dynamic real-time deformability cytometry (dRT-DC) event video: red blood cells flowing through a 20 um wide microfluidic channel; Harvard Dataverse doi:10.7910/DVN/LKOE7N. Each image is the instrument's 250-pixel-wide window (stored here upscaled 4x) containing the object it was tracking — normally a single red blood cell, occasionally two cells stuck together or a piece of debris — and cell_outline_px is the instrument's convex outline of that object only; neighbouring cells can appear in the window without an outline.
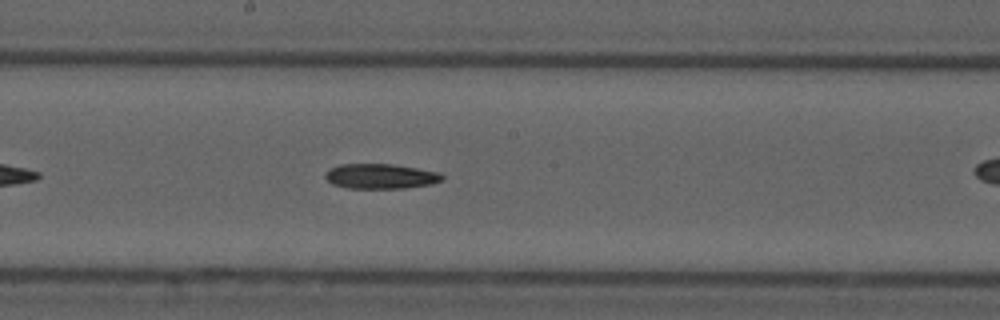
{"species": "common noctule bat (a hibernating species)", "species_latin": "Nyctalus noctula", "temperature_condition": "cold", "stored_images_in_passage": 21, "camera_frame_rate_fps": 3000, "um_per_image_px": 0.085, "animal": {"sex": "male", "forearm_length_mm": 52.5}, "frame": {"image": 1, "passage_image": 17, "time_ms": 5.333, "image_size_px": [1000, 320], "cell_outline_px": [[444, 180], [432, 184], [404, 188], [348, 188], [332, 184], [324, 176], [332, 168], [340, 164], [392, 164], [440, 172], [444, 176]], "centroid_in_image_um": [32.4, 14.98], "position_along_channel_um": 215.8, "area_um2": 16.94}}
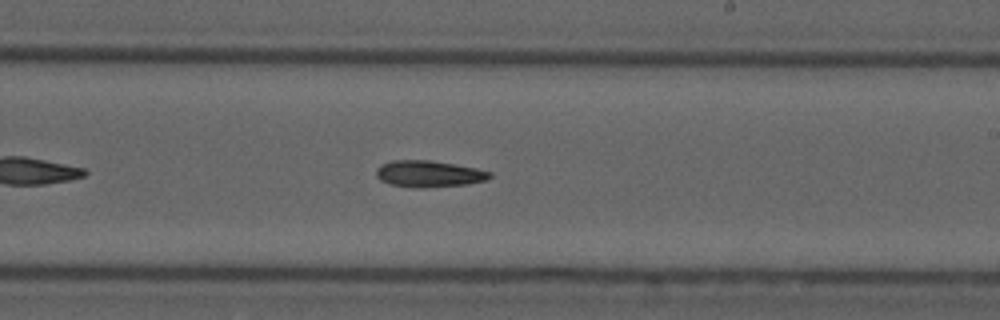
{"frame": {"image": 2, "passage_image": 20, "time_ms": 6.333, "image_size_px": [1000, 320], "cell_outline_px": [[492, 176], [488, 180], [464, 184], [420, 188], [416, 188], [392, 184], [380, 180], [376, 176], [376, 168], [380, 164], [392, 160], [428, 160], [476, 168], [492, 172]], "centroid_in_image_um": [36.43, 14.77], "position_along_channel_um": 252.6, "area_um2": 17.46}}